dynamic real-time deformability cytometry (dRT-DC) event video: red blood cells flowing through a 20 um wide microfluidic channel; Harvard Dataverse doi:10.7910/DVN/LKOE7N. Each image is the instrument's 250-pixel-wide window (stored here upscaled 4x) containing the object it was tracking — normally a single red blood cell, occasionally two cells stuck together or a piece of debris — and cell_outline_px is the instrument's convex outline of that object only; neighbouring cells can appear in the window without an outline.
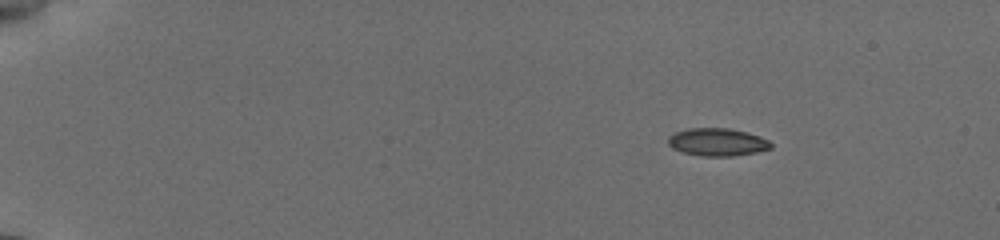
{"species": "common noctule bat (a hibernating species)", "species_latin": "Nyctalus noctula", "temperature_condition": "cold", "stored_images_in_passage": 48, "camera_frame_rate_fps": 3000, "um_per_image_px": 0.085, "animal": {"sex": "female", "body_mass_g": 19.5, "forearm_length_mm": 54.1}, "frame": {"image": 1, "passage_image": 1, "time_ms": 0.0, "image_size_px": [1000, 240], "cell_outline_px": [[772, 148], [756, 152], [732, 156], [704, 156], [684, 152], [672, 148], [668, 144], [668, 136], [676, 132], [688, 128], [728, 128], [748, 132], [760, 136], [768, 140], [772, 144]], "centroid_in_image_um": [60.98, 12.07], "position_along_channel_um": 24.0, "area_um2": 16.59}}
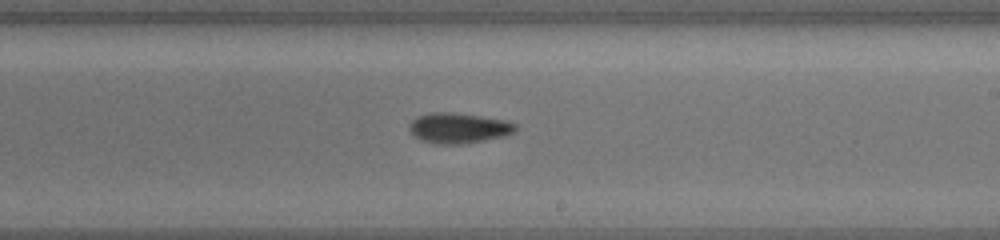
{"frame": {"image": 2, "passage_image": 28, "time_ms": 9.0, "image_size_px": [1000, 240], "cell_outline_px": [[516, 128], [512, 132], [504, 136], [484, 140], [460, 144], [436, 144], [424, 140], [416, 136], [408, 128], [408, 124], [416, 116], [432, 112], [452, 112], [480, 116], [504, 120], [516, 124]], "centroid_in_image_um": [38.94, 10.87], "position_along_channel_um": 250.1, "area_um2": 18.55}}
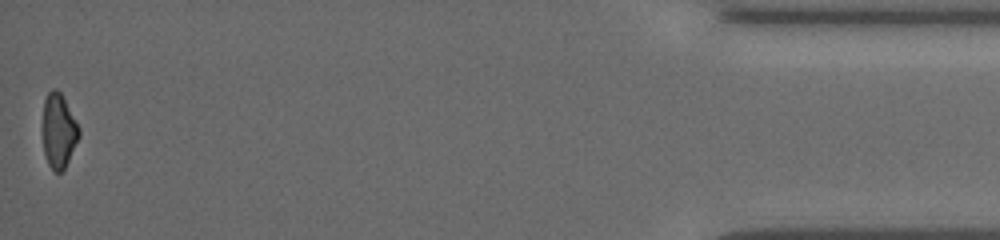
{"frame": {"image": 3, "passage_image": 48, "time_ms": 15.667, "image_size_px": [1000, 240], "cell_outline_px": [[80, 136], [64, 168], [60, 172], [56, 172], [48, 164], [44, 156], [44, 100], [48, 92], [52, 88], [56, 88], [60, 92], [80, 128]], "centroid_in_image_um": [5.0, 11.11], "position_along_channel_um": 430.2, "area_um2": 15.37}, "authors_computed_cell_mechanics": {"area_um2": 17.4845, "velocity_mm_per_s": 3.8341, "shape_relaxation_time_tau1_ms": 3.2118, "shape_relaxation_time_tau2_ms": null, "deformation_change_tau1": 0.1294, "deformation_change_tau2": null}}